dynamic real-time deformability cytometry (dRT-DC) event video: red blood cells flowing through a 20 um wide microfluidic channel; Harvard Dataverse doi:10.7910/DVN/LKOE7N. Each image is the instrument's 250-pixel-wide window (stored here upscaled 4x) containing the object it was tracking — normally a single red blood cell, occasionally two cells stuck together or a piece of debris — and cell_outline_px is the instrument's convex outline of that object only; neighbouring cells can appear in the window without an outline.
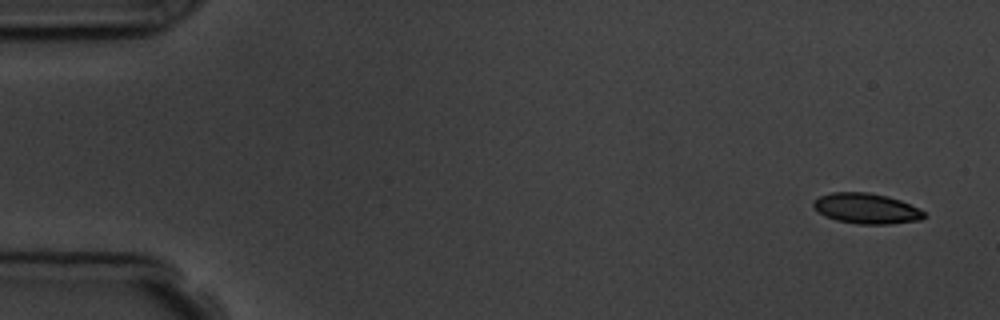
{"species": "common noctule bat (a hibernating species)", "species_latin": "Nyctalus noctula", "temperature_condition": "room temperature", "stored_images_in_passage": 6, "camera_frame_rate_fps": 3000, "um_per_image_px": 0.085, "animal": {"sex": "male", "body_mass_g": 19.5, "forearm_length_mm": 54.6}, "frame": {"image": 1, "passage_image": 1, "time_ms": 0.0, "image_size_px": [1000, 320], "cell_outline_px": [[924, 216], [920, 220], [888, 224], [860, 224], [836, 220], [824, 216], [812, 208], [812, 204], [820, 196], [832, 192], [868, 192], [888, 196], [900, 200], [924, 212]], "centroid_in_image_um": [73.59, 17.72], "position_along_channel_um": 11.4, "area_um2": 19.48}}
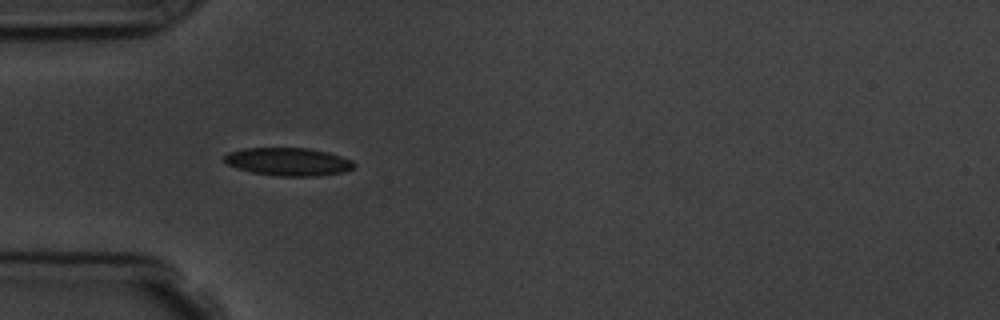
{"frame": {"image": 2, "passage_image": 5, "time_ms": 4.667, "image_size_px": [1000, 320], "cell_outline_px": [[356, 164], [352, 168], [344, 172], [320, 176], [276, 176], [252, 172], [236, 168], [220, 160], [228, 152], [244, 148], [308, 148], [328, 152], [352, 160]], "centroid_in_image_um": [24.48, 13.75], "position_along_channel_um": 60.5, "area_um2": 21.33}}